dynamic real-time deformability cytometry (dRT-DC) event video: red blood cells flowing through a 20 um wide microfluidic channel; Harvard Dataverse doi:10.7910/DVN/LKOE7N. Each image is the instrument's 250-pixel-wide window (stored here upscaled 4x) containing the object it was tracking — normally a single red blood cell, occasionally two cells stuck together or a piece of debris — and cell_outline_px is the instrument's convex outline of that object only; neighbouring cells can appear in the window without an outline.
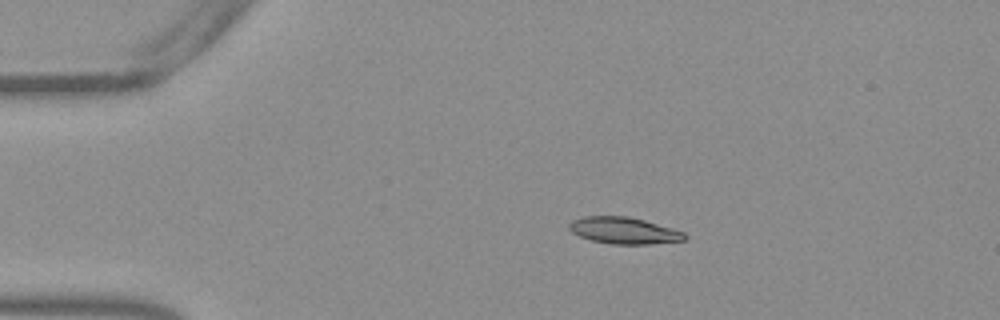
{"species": "Egyptian fruit bat (a non-hibernating species)", "species_latin": "Rousettus aegyptiacus", "temperature_condition": "warm", "stored_images_in_passage": 53, "camera_frame_rate_fps": 3000, "um_per_image_px": 0.085, "frame": {"image": 1, "passage_image": 10, "time_ms": 3.0, "image_size_px": [1000, 320], "cell_outline_px": [[688, 236], [684, 240], [652, 244], [612, 244], [592, 240], [580, 236], [572, 232], [568, 228], [568, 224], [572, 220], [584, 216], [628, 216], [644, 220], [672, 228], [684, 232]], "centroid_in_image_um": [53.03, 19.59], "position_along_channel_um": 32.0, "area_um2": 17.92}}
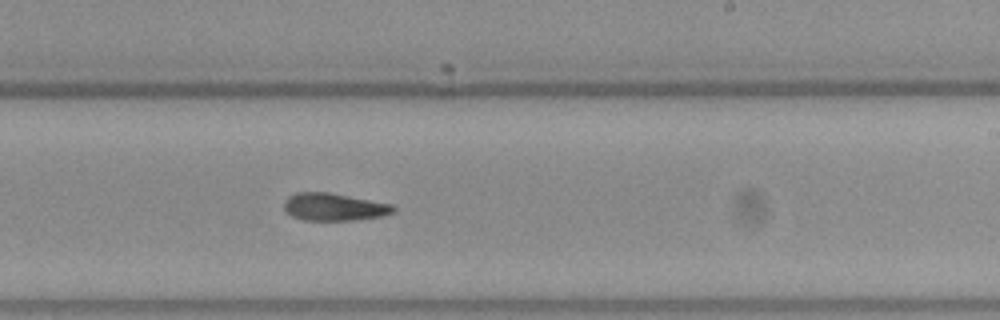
{"frame": {"image": 2, "passage_image": 32, "time_ms": 10.333, "image_size_px": [1000, 320], "cell_outline_px": [[396, 212], [384, 216], [352, 220], [304, 220], [292, 216], [284, 208], [284, 200], [288, 196], [296, 192], [328, 192], [392, 204], [396, 208]], "centroid_in_image_um": [28.41, 17.59], "position_along_channel_um": 260.6, "area_um2": 17.57}}
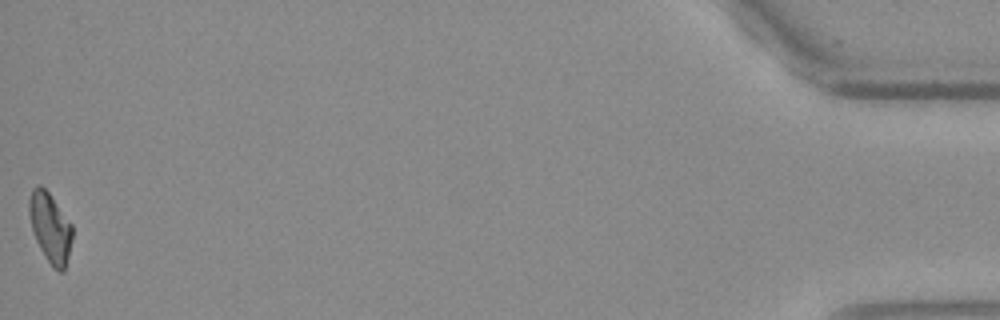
{"frame": {"image": 3, "passage_image": 53, "time_ms": 17.333, "image_size_px": [1000, 320], "cell_outline_px": [[72, 240], [64, 272], [60, 272], [52, 268], [44, 256], [32, 232], [28, 212], [28, 200], [32, 188], [36, 184], [40, 184], [48, 192], [72, 224]], "centroid_in_image_um": [4.24, 19.35], "position_along_channel_um": 431.0, "area_um2": 17.74}, "authors_computed_cell_mechanics": {"area_um2": 17.918, "velocity_mm_per_s": 3.8128, "shape_relaxation_time_tau1_ms": null, "shape_relaxation_time_tau2_ms": 10.6052, "deformation_change_tau1": null, "deformation_change_tau2": 0.1821}}